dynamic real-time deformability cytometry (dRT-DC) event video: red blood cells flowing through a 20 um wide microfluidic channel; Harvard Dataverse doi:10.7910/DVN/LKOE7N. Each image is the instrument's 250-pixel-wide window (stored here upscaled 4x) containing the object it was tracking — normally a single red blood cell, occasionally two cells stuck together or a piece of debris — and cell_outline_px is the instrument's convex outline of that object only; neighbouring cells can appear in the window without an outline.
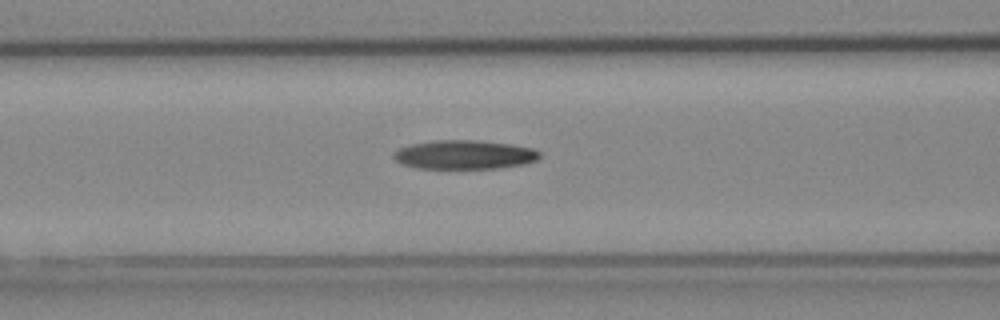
{"species": "Egyptian fruit bat (a non-hibernating species)", "species_latin": "Rousettus aegyptiacus", "temperature_condition": "cold", "stored_images_in_passage": 38, "camera_frame_rate_fps": 3000, "um_per_image_px": 0.085, "animal": {"sex": "female"}, "frame": {"image": 1, "passage_image": 17, "time_ms": 5.333, "image_size_px": [1000, 320], "cell_outline_px": [[540, 156], [536, 160], [524, 164], [500, 168], [416, 168], [400, 164], [392, 156], [392, 152], [400, 148], [412, 144], [436, 140], [476, 140], [512, 144], [536, 148], [540, 152]], "centroid_in_image_um": [39.48, 13.14], "position_along_channel_um": 127.1, "area_um2": 24.8}}